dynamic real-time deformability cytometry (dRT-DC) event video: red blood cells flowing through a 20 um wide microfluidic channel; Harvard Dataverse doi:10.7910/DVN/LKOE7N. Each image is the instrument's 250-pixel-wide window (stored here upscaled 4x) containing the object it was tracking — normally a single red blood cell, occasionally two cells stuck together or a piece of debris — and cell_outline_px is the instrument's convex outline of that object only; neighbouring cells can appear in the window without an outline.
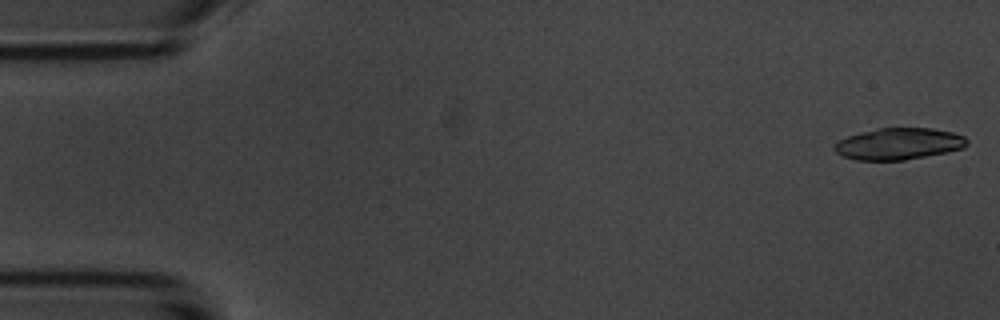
{"species": "common noctule bat (a hibernating species)", "species_latin": "Nyctalus noctula", "temperature_condition": "room temperature", "stored_images_in_passage": 5, "camera_frame_rate_fps": 3000, "um_per_image_px": 0.085, "animal": {"sex": "male", "body_mass_g": 20.1, "forearm_length_mm": 53.5}, "frame": {"image": 1, "passage_image": 1, "time_ms": 0.0, "image_size_px": [1000, 320], "cell_outline_px": [[968, 144], [964, 148], [948, 152], [904, 160], [856, 160], [844, 156], [836, 152], [832, 148], [840, 140], [848, 136], [860, 132], [876, 128], [932, 128], [952, 132], [964, 136], [968, 140]], "centroid_in_image_um": [76.42, 12.22], "position_along_channel_um": 8.6, "area_um2": 24.45}}
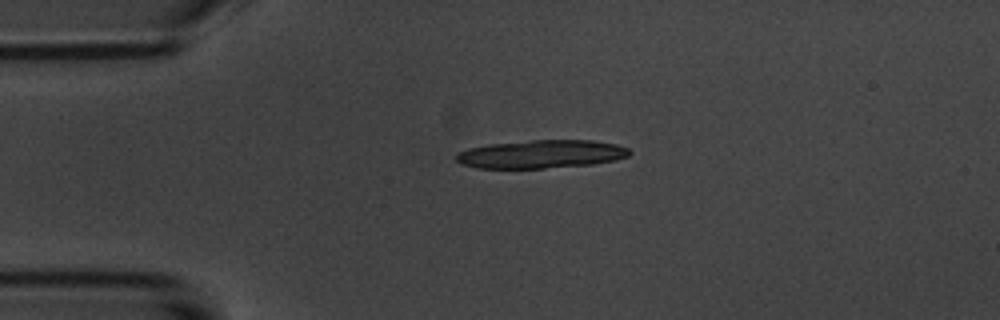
{"frame": {"image": 2, "passage_image": 4, "time_ms": 3.667, "image_size_px": [1000, 320], "cell_outline_px": [[632, 152], [628, 156], [616, 160], [592, 164], [544, 168], [476, 168], [460, 164], [456, 160], [456, 152], [468, 148], [488, 144], [532, 140], [592, 140], [616, 144], [628, 148]], "centroid_in_image_um": [45.98, 13.1], "position_along_channel_um": 39.0, "area_um2": 28.67}}